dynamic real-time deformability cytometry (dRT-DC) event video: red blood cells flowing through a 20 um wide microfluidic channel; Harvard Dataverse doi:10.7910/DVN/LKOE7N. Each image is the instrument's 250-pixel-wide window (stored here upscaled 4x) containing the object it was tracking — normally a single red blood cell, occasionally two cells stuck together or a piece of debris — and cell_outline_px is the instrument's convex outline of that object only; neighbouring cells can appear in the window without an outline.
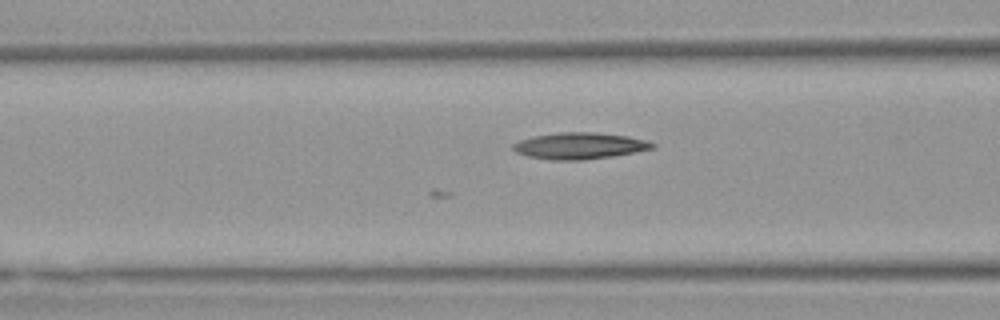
{"species": "Egyptian fruit bat (a non-hibernating species)", "species_latin": "Rousettus aegyptiacus", "temperature_condition": "warm", "stored_images_in_passage": 49, "camera_frame_rate_fps": 3000, "um_per_image_px": 0.085, "animal": {"sex": "female"}, "frame": {"image": 1, "passage_image": 15, "time_ms": 4.667, "image_size_px": [1000, 320], "cell_outline_px": [[656, 148], [636, 152], [612, 156], [584, 160], [552, 160], [528, 156], [516, 152], [512, 148], [512, 144], [520, 140], [532, 136], [560, 132], [592, 132], [628, 136], [648, 140], [656, 144]], "centroid_in_image_um": [49.29, 12.39], "position_along_channel_um": 117.3, "area_um2": 21.62}}
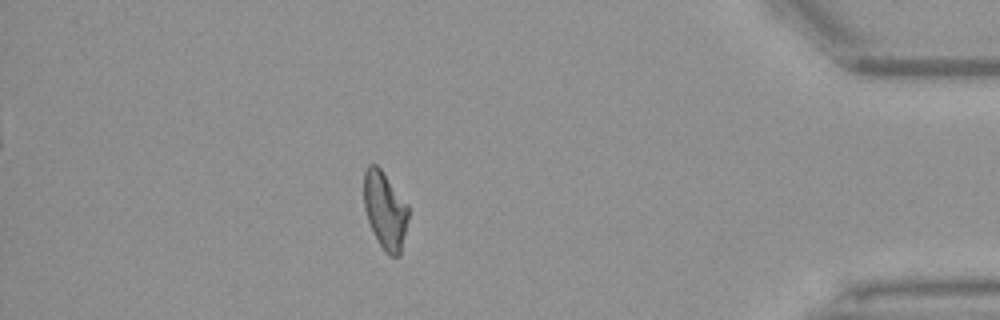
{"frame": {"image": 2, "passage_image": 49, "time_ms": 16.0, "image_size_px": [1000, 320], "cell_outline_px": [[408, 220], [400, 256], [388, 256], [384, 252], [368, 220], [364, 208], [364, 172], [368, 164], [376, 164], [380, 168], [408, 204]], "centroid_in_image_um": [32.74, 17.88], "position_along_channel_um": 402.5, "area_um2": 20.0}}